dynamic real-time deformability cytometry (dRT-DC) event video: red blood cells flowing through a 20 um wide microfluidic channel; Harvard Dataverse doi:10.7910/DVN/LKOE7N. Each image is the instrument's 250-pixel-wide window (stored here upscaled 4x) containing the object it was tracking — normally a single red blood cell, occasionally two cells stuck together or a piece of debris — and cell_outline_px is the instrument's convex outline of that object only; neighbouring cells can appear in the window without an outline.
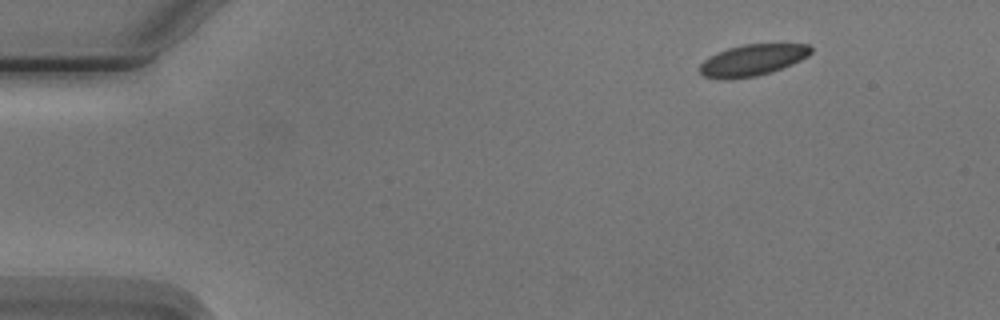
{"species": "Egyptian fruit bat (a non-hibernating species)", "species_latin": "Rousettus aegyptiacus", "temperature_condition": "cold", "stored_images_in_passage": 4, "segment_of_instrument_passage": [1, 2], "camera_frame_rate_fps": 3000, "um_per_image_px": 0.085, "animal": {"sex": "male"}, "frame": {"image": 1, "passage_image": 1, "time_ms": 0.0, "image_size_px": [1000, 320], "cell_outline_px": [[812, 52], [808, 56], [792, 64], [772, 72], [756, 76], [704, 76], [700, 72], [700, 64], [704, 60], [728, 48], [744, 44], [808, 44], [812, 48]], "centroid_in_image_um": [64.07, 5.06], "position_along_channel_um": 20.9, "area_um2": 19.42}}